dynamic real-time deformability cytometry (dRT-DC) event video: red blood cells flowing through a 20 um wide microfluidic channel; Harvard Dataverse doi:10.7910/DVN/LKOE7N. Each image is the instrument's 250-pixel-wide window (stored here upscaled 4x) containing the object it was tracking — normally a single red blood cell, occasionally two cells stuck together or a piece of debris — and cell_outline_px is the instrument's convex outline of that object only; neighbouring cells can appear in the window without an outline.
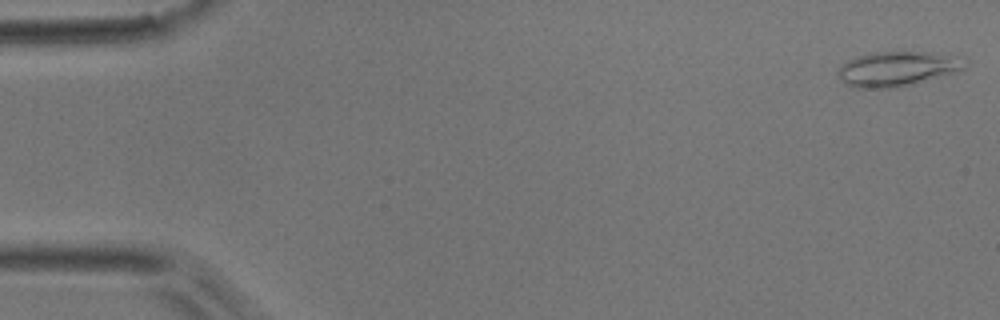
{"species": "common noctule bat (a hibernating species)", "species_latin": "Nyctalus noctula", "temperature_condition": "room temperature", "stored_images_in_passage": 50, "camera_frame_rate_fps": 3000, "um_per_image_px": 0.085, "animal": {"sex": "male", "body_mass_g": 17.9}, "frame": {"image": 1, "passage_image": 1, "time_ms": 0.0, "image_size_px": [1000, 320], "cell_outline_px": [[968, 60], [964, 68], [952, 72], [912, 84], [896, 88], [856, 88], [844, 84], [836, 72], [840, 64], [856, 56], [868, 52], [928, 52], [956, 56]], "centroid_in_image_um": [76.18, 5.84], "position_along_channel_um": 8.8, "area_um2": 25.72}}
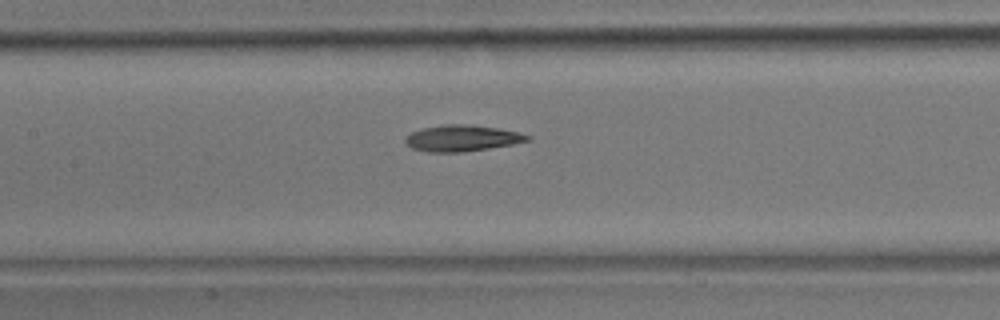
{"frame": {"image": 2, "passage_image": 23, "time_ms": 7.333, "image_size_px": [1000, 320], "cell_outline_px": [[532, 140], [512, 144], [488, 148], [460, 152], [428, 152], [412, 148], [404, 140], [412, 132], [420, 128], [444, 124], [472, 124], [500, 128], [532, 136]], "centroid_in_image_um": [39.29, 11.73], "position_along_channel_um": 168.1, "area_um2": 18.67}}
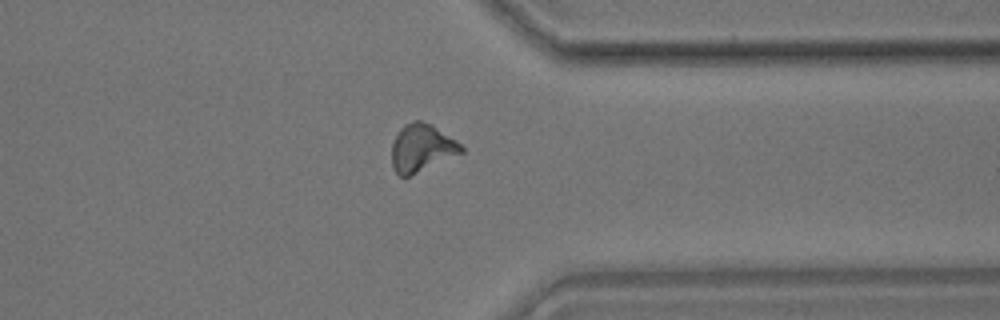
{"frame": {"image": 3, "passage_image": 39, "time_ms": 12.667, "image_size_px": [1000, 320], "cell_outline_px": [[464, 152], [408, 176], [400, 176], [392, 168], [392, 144], [400, 128], [404, 124], [412, 120], [420, 120], [432, 124], [456, 140], [464, 148]], "centroid_in_image_um": [35.84, 12.55], "position_along_channel_um": 375.6, "area_um2": 19.19}}